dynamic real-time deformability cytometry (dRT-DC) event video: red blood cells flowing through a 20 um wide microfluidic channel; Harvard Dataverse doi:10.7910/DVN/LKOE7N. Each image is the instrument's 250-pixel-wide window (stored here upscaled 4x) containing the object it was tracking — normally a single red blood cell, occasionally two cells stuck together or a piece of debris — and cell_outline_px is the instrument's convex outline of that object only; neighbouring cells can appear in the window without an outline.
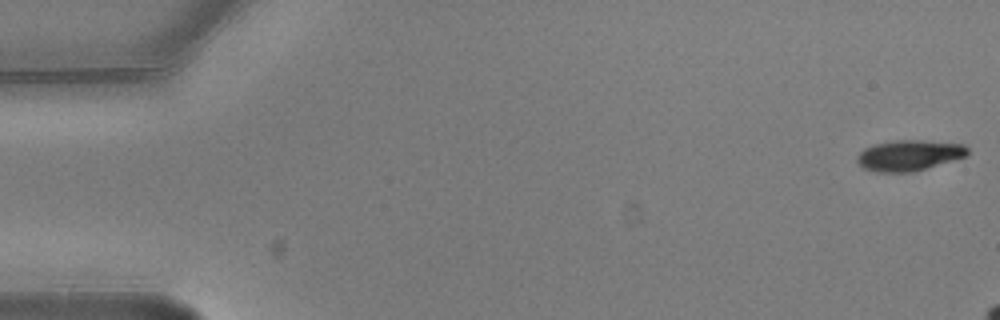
{"species": "common noctule bat (a hibernating species)", "species_latin": "Nyctalus noctula", "temperature_condition": "warm", "stored_images_in_passage": 4, "camera_frame_rate_fps": 3000, "um_per_image_px": 0.085, "animal": {"sex": "male", "body_mass_g": 20.5, "forearm_length_mm": 52.5}, "frame": {"image": 1, "passage_image": 1, "time_ms": 0.0, "image_size_px": [1000, 320], "cell_outline_px": [[968, 152], [964, 156], [912, 172], [876, 172], [864, 168], [856, 160], [856, 156], [864, 148], [876, 144], [896, 140], [920, 140], [964, 144], [968, 148]], "centroid_in_image_um": [77.23, 13.2], "position_along_channel_um": 7.8, "area_um2": 19.42}}